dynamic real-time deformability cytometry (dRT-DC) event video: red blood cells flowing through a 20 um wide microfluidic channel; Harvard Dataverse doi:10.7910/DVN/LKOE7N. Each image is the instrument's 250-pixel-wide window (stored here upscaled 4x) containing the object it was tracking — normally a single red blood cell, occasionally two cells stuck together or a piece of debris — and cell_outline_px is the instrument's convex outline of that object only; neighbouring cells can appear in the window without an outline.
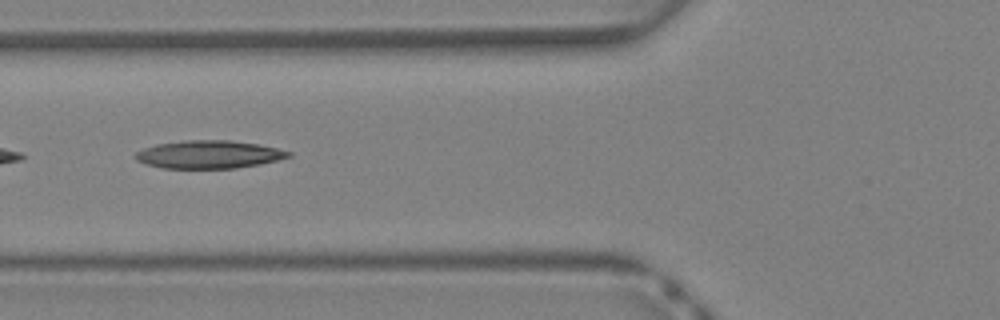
{"species": "Egyptian fruit bat (a non-hibernating species)", "species_latin": "Rousettus aegyptiacus", "temperature_condition": "warm", "stored_images_in_passage": 13, "camera_frame_rate_fps": 3000, "um_per_image_px": 0.085, "animal": {"sex": "female"}, "frame": {"image": 1, "passage_image": 10, "time_ms": 3.0, "image_size_px": [1000, 320], "cell_outline_px": [[292, 156], [276, 160], [236, 168], [164, 168], [148, 164], [136, 160], [132, 156], [136, 152], [144, 148], [156, 144], [184, 140], [232, 140], [260, 144], [292, 152]], "centroid_in_image_um": [17.73, 13.11], "position_along_channel_um": 108.1, "area_um2": 24.85}}